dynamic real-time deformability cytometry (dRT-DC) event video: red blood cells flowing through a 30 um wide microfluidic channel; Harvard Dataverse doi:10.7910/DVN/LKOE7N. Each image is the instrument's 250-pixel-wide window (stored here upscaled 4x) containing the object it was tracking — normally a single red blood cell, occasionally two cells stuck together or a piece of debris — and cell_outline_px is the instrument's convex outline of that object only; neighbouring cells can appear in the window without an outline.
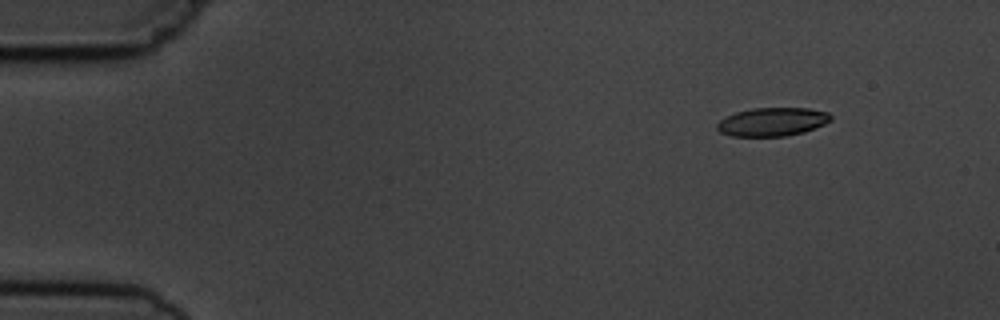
{"species": "common noctule bat (a hibernating species)", "species_latin": "Nyctalus noctula", "temperature_condition": "cold", "stored_images_in_passage": 5, "camera_frame_rate_fps": 3000, "um_per_image_px": 0.085, "animal": {"sex": "male", "body_mass_g": 19.5, "forearm_length_mm": 54.6}, "frame": {"image": 1, "passage_image": 1, "time_ms": 0.0, "image_size_px": [1000, 320], "cell_outline_px": [[832, 120], [824, 124], [804, 132], [784, 136], [732, 136], [720, 132], [716, 128], [716, 124], [724, 116], [736, 112], [752, 108], [808, 108], [828, 112], [832, 116]], "centroid_in_image_um": [65.63, 10.35], "position_along_channel_um": 19.4, "area_um2": 18.96}}
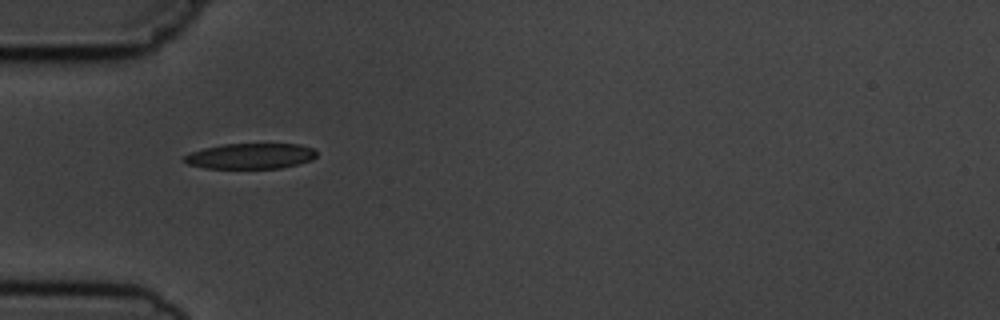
{"frame": {"image": 2, "passage_image": 4, "time_ms": 3.667, "image_size_px": [1000, 320], "cell_outline_px": [[316, 156], [312, 160], [280, 168], [204, 168], [188, 164], [180, 160], [184, 156], [192, 152], [204, 148], [224, 144], [300, 144], [312, 148], [316, 152]], "centroid_in_image_um": [21.27, 13.26], "position_along_channel_um": 63.7, "area_um2": 19.65}}
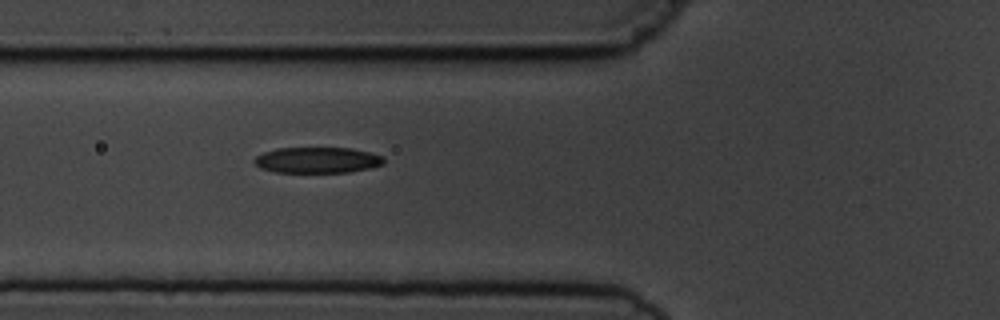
{"frame": {"image": 3, "passage_image": 5, "time_ms": 4.667, "image_size_px": [1000, 320], "cell_outline_px": [[384, 164], [368, 168], [348, 172], [276, 172], [260, 168], [252, 160], [256, 156], [264, 152], [276, 148], [352, 148], [384, 156]], "centroid_in_image_um": [26.96, 13.6], "position_along_channel_um": 98.8, "area_um2": 19.48}}